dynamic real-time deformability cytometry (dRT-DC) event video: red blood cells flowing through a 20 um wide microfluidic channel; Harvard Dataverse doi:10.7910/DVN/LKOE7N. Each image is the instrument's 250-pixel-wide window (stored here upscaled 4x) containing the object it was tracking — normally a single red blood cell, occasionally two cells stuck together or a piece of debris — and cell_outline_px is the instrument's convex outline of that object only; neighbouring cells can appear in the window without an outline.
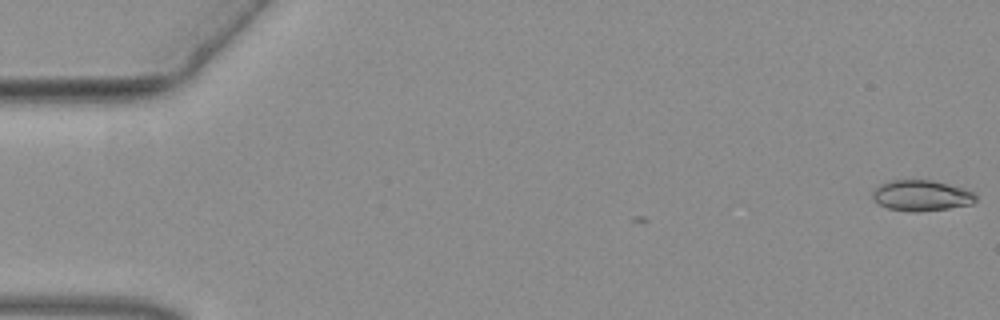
{"species": "common noctule bat (a hibernating species)", "species_latin": "Nyctalus noctula", "temperature_condition": "warm", "stored_images_in_passage": 4, "camera_frame_rate_fps": 3000, "um_per_image_px": 0.085, "animal": {"sex": "female", "body_mass_g": 19.3, "forearm_length_mm": 54.1}, "frame": {"image": 1, "passage_image": 1, "time_ms": 0.0, "image_size_px": [1000, 320], "cell_outline_px": [[976, 200], [972, 204], [948, 208], [920, 212], [912, 212], [888, 208], [880, 204], [872, 196], [872, 192], [880, 184], [888, 180], [932, 180], [964, 188], [972, 192], [976, 196]], "centroid_in_image_um": [78.32, 16.62], "position_along_channel_um": 6.7, "area_um2": 18.44}}